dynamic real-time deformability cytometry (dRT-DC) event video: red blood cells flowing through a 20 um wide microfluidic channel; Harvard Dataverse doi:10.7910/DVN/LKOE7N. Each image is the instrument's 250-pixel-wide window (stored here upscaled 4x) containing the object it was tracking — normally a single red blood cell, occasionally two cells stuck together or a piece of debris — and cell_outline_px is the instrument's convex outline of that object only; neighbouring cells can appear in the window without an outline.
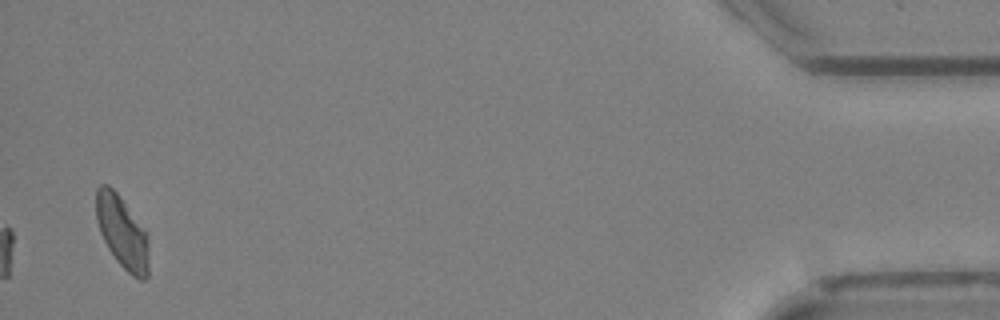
{"species": "Egyptian fruit bat (a non-hibernating species)", "species_latin": "Rousettus aegyptiacus", "temperature_condition": "cold", "stored_images_in_passage": 36, "camera_frame_rate_fps": 3000, "um_per_image_px": 0.085, "animal": {"sex": "female"}, "frame": {"image": 1, "passage_image": 36, "time_ms": 11.667, "image_size_px": [1000, 320], "cell_outline_px": [[148, 276], [144, 280], [140, 280], [132, 276], [116, 260], [108, 248], [100, 232], [96, 220], [96, 188], [100, 184], [108, 184], [120, 196], [148, 232]], "centroid_in_image_um": [10.4, 19.72], "position_along_channel_um": 424.8, "area_um2": 22.48}, "authors_computed_cell_mechanics": {"area_um2": 21.2415, "velocity_mm_per_s": 4.0136, "shape_relaxation_time_tau1_ms": 4.4228, "shape_relaxation_time_tau2_ms": null, "deformation_change_tau1": 0.1181, "deformation_change_tau2": null}}